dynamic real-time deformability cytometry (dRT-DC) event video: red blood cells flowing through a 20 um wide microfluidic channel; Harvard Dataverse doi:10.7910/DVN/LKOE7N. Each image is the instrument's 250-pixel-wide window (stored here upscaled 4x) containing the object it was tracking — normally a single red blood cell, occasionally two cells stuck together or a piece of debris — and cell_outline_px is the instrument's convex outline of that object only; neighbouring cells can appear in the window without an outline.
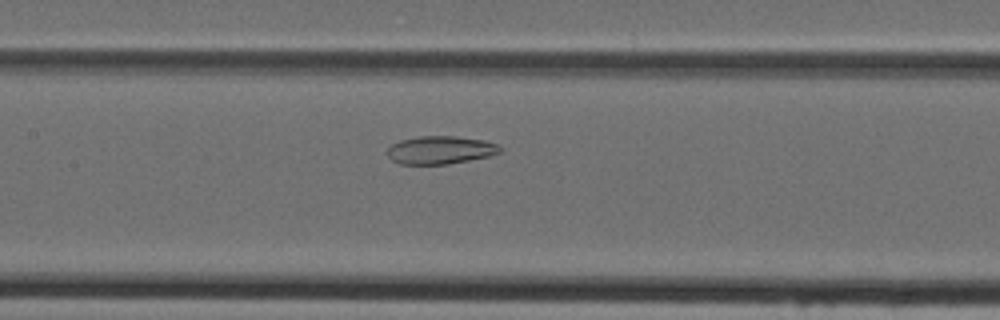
{"species": "Egyptian fruit bat (a non-hibernating species)", "species_latin": "Rousettus aegyptiacus", "temperature_condition": "cold", "stored_images_in_passage": 30, "camera_frame_rate_fps": 3000, "um_per_image_px": 0.085, "animal": {"sex": "female"}, "frame": {"image": 1, "passage_image": 10, "time_ms": 3.0, "image_size_px": [1000, 320], "cell_outline_px": [[504, 148], [500, 152], [488, 156], [448, 164], [400, 164], [392, 160], [388, 156], [388, 148], [392, 144], [400, 140], [420, 136], [456, 136], [484, 140], [496, 144]], "centroid_in_image_um": [37.43, 12.75], "position_along_channel_um": 170.0, "area_um2": 18.32}}
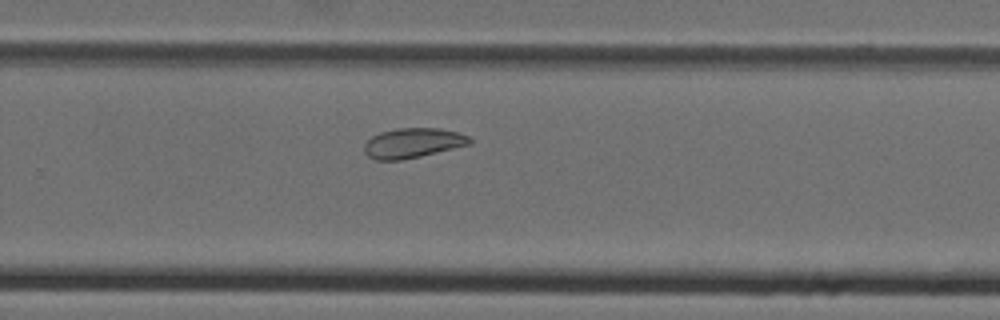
{"frame": {"image": 2, "passage_image": 19, "time_ms": 6.0, "image_size_px": [1000, 320], "cell_outline_px": [[472, 144], [420, 156], [400, 160], [376, 160], [368, 156], [364, 152], [364, 144], [372, 136], [380, 132], [396, 128], [436, 128], [456, 132], [468, 136], [472, 140]], "centroid_in_image_um": [35.07, 12.15], "position_along_channel_um": 294.7, "area_um2": 18.26}}
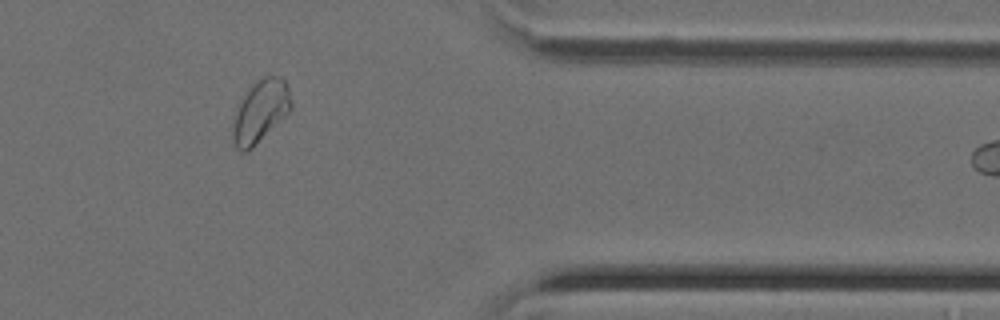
{"frame": {"image": 3, "passage_image": 27, "time_ms": 8.667, "image_size_px": [1000, 320], "cell_outline_px": [[292, 108], [248, 152], [240, 152], [236, 148], [232, 136], [232, 132], [236, 116], [240, 104], [248, 88], [252, 84], [264, 76], [280, 76], [284, 80], [288, 88], [292, 104]], "centroid_in_image_um": [22.14, 9.46], "position_along_channel_um": 389.3, "area_um2": 20.58}}